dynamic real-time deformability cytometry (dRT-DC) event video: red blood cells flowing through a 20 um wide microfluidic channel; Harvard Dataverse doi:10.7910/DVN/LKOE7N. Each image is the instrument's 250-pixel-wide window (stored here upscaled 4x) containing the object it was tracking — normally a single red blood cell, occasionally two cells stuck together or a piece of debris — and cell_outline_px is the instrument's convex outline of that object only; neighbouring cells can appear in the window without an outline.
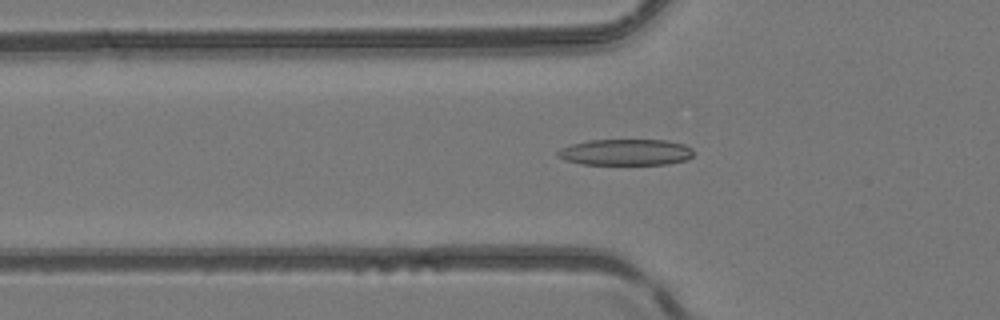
{"species": "common noctule bat (a hibernating species)", "species_latin": "Nyctalus noctula", "temperature_condition": "room temperature", "stored_images_in_passage": 34, "camera_frame_rate_fps": 3000, "um_per_image_px": 0.085, "animal": {"sex": "female", "body_mass_g": 24.6, "forearm_length_mm": 56.2}, "frame": {"image": 1, "passage_image": 4, "time_ms": 1.0, "image_size_px": [1000, 320], "cell_outline_px": [[692, 156], [688, 160], [668, 164], [580, 164], [564, 160], [556, 156], [556, 152], [560, 148], [572, 144], [588, 140], [664, 140], [684, 144], [692, 148]], "centroid_in_image_um": [53.16, 12.94], "position_along_channel_um": 72.6, "area_um2": 20.87}}
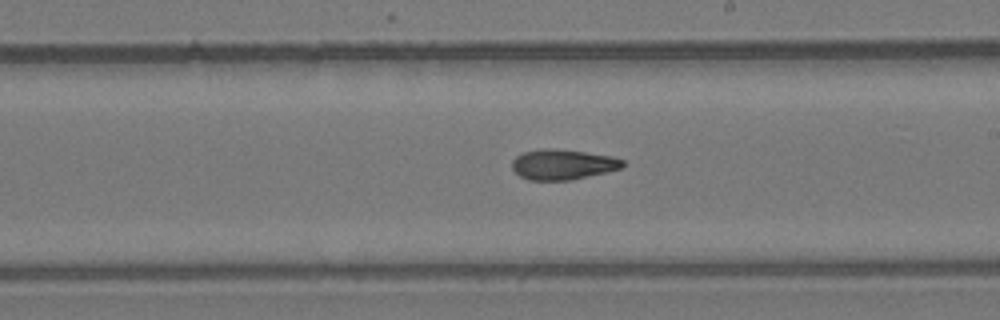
{"frame": {"image": 2, "passage_image": 16, "time_ms": 5.0, "image_size_px": [1000, 320], "cell_outline_px": [[624, 164], [620, 168], [572, 180], [528, 180], [520, 176], [512, 168], [512, 160], [516, 156], [524, 152], [540, 148], [552, 148], [584, 152], [612, 156], [624, 160]], "centroid_in_image_um": [47.8, 13.97], "position_along_channel_um": 241.2, "area_um2": 19.42}}
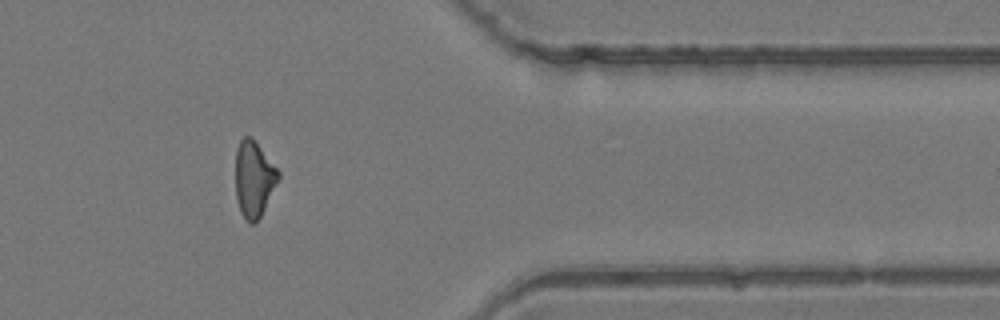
{"frame": {"image": 3, "passage_image": 28, "time_ms": 9.0, "image_size_px": [1000, 320], "cell_outline_px": [[280, 176], [260, 216], [252, 224], [248, 224], [240, 212], [236, 200], [236, 148], [240, 140], [244, 136], [252, 136], [280, 172]], "centroid_in_image_um": [21.56, 15.19], "position_along_channel_um": 389.8, "area_um2": 18.9}, "authors_computed_cell_mechanics": {"area_um2": 19.6231, "velocity_mm_per_s": 4.1885, "shape_relaxation_time_tau1_ms": null, "shape_relaxation_time_tau2_ms": 2.3947, "deformation_change_tau1": null, "deformation_change_tau2": 0.1011}}